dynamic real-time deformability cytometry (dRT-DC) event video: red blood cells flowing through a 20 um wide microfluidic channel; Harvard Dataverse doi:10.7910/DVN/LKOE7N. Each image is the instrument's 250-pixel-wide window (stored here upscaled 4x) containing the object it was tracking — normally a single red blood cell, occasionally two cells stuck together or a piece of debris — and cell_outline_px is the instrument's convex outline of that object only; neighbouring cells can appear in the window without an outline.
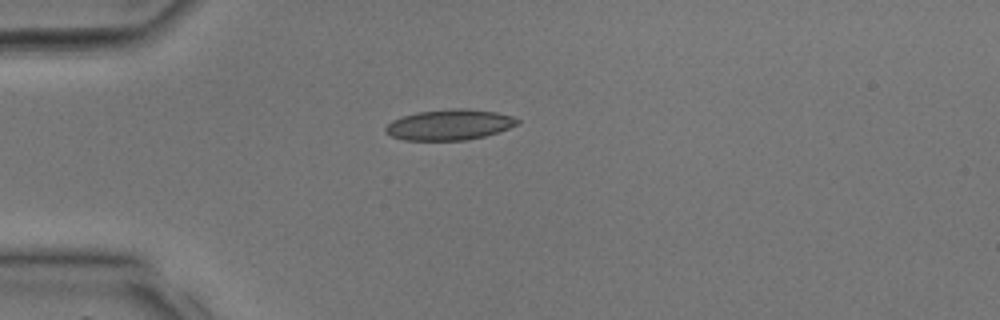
{"species": "common noctule bat (a hibernating species)", "species_latin": "Nyctalus noctula", "temperature_condition": "room temperature", "stored_images_in_passage": 1, "camera_frame_rate_fps": 3000, "um_per_image_px": 0.085, "animal": {"sex": "male", "body_mass_g": 17.9, "forearm_length_mm": 54.2}, "frame": {"image": 1, "passage_image": 1, "time_ms": 0.0, "image_size_px": [1000, 320], "cell_outline_px": [[520, 124], [484, 136], [468, 140], [404, 140], [392, 136], [384, 132], [384, 128], [392, 120], [416, 112], [456, 108], [468, 108], [496, 112], [512, 116], [520, 120]], "centroid_in_image_um": [38.21, 10.6], "position_along_channel_um": 46.8, "area_um2": 23.52}}